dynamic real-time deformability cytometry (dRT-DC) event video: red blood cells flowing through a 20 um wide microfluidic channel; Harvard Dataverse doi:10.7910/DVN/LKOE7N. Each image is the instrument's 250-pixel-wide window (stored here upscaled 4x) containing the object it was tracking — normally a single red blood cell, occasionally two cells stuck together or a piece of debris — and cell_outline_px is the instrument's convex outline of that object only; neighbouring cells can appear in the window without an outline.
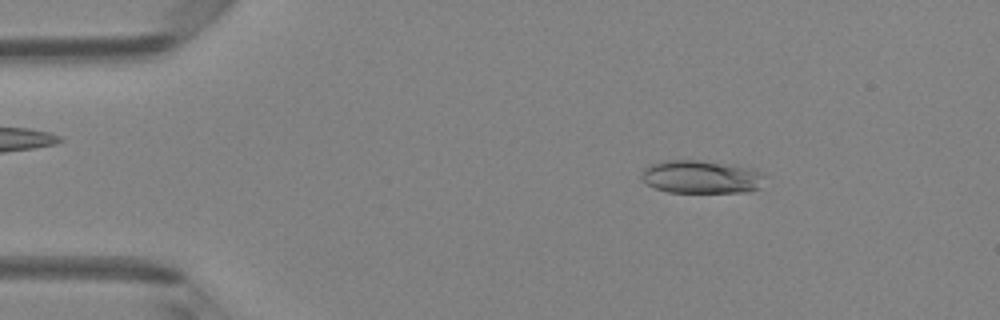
{"species": "Egyptian fruit bat (a non-hibernating species)", "species_latin": "Rousettus aegyptiacus", "temperature_condition": "room temperature", "stored_images_in_passage": 48, "camera_frame_rate_fps": 3000, "um_per_image_px": 0.085, "animal": {"sex": "female"}, "frame": {"image": 1, "passage_image": 7, "time_ms": 2.0, "image_size_px": [1000, 320], "cell_outline_px": [[764, 176], [756, 188], [748, 192], [668, 192], [656, 188], [648, 184], [640, 176], [644, 168], [648, 164], [664, 160], [700, 160], [732, 164], [760, 172]], "centroid_in_image_um": [59.52, 15.02], "position_along_channel_um": 25.5, "area_um2": 23.52}}
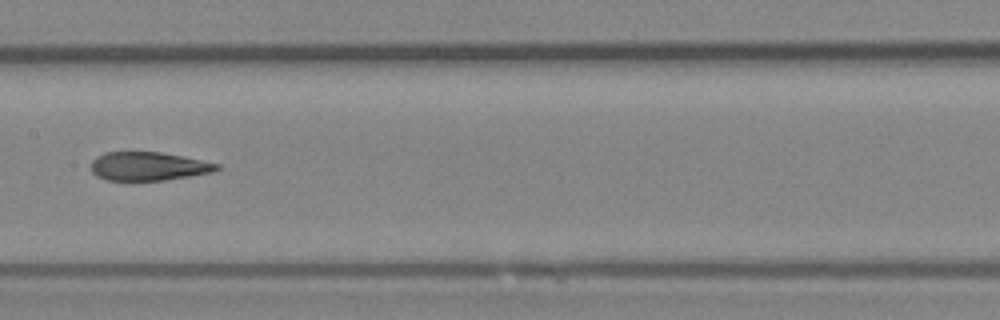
{"frame": {"image": 2, "passage_image": 24, "time_ms": 7.667, "image_size_px": [1000, 320], "cell_outline_px": [[220, 168], [212, 172], [164, 180], [104, 180], [96, 176], [92, 172], [92, 160], [96, 156], [104, 152], [160, 152], [184, 156], [220, 164]], "centroid_in_image_um": [12.59, 14.12], "position_along_channel_um": 194.8, "area_um2": 20.92}}
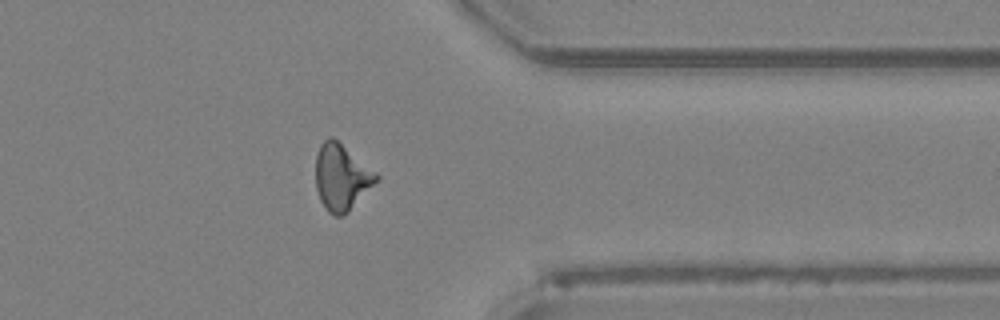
{"frame": {"image": 3, "passage_image": 38, "time_ms": 12.333, "image_size_px": [1000, 320], "cell_outline_px": [[380, 176], [348, 212], [344, 216], [336, 216], [328, 212], [320, 200], [316, 188], [316, 156], [320, 144], [328, 136], [332, 136], [376, 172]], "centroid_in_image_um": [28.99, 15.05], "position_along_channel_um": 382.4, "area_um2": 23.06}, "authors_computed_cell_mechanics": {"area_um2": 22.9177, "velocity_mm_per_s": 4.2167, "shape_relaxation_time_tau1_ms": null, "shape_relaxation_time_tau2_ms": 2.9735, "deformation_change_tau1": null, "deformation_change_tau2": 0.117}}